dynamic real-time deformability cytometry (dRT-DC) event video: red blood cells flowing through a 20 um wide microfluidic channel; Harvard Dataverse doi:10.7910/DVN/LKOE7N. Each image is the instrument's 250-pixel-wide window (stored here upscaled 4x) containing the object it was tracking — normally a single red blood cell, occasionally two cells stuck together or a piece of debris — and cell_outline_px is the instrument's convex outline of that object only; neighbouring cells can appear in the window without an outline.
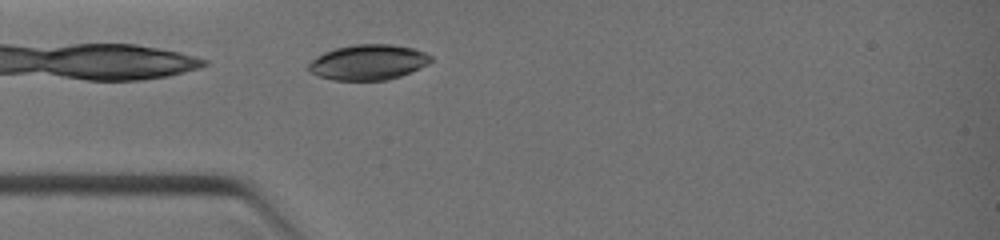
{"species": "common noctule bat (a hibernating species)", "species_latin": "Nyctalus noctula", "temperature_condition": "warm", "stored_images_in_passage": 1, "camera_frame_rate_fps": 3000, "um_per_image_px": 0.085, "animal": {"sex": "female", "body_mass_g": 19.0, "forearm_length_mm": 51.5}, "frame": {"image": 1, "passage_image": 1, "time_ms": 0.0, "image_size_px": [1000, 240], "cell_outline_px": [[432, 60], [428, 64], [400, 76], [388, 80], [332, 80], [308, 72], [308, 64], [316, 56], [324, 52], [336, 48], [352, 44], [392, 44], [412, 48], [424, 52], [432, 56]], "centroid_in_image_um": [31.28, 5.29], "position_along_channel_um": 53.7, "area_um2": 25.2}}